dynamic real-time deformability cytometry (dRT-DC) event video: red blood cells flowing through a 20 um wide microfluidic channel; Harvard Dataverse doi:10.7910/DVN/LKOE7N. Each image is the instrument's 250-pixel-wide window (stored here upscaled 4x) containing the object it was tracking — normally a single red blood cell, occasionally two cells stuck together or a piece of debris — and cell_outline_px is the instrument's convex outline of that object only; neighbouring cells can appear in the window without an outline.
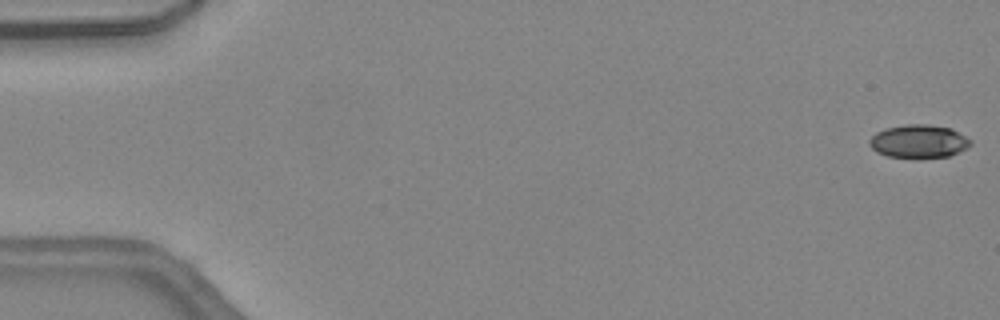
{"species": "common noctule bat (a hibernating species)", "species_latin": "Nyctalus noctula", "temperature_condition": "warm", "stored_images_in_passage": 17, "camera_frame_rate_fps": 3000, "um_per_image_px": 0.085, "animal": {"sex": "female", "body_mass_g": 24.6, "forearm_length_mm": 56.2}, "frame": {"image": 1, "passage_image": 1, "time_ms": 0.0, "image_size_px": [1000, 320], "cell_outline_px": [[972, 144], [968, 148], [948, 156], [888, 156], [876, 152], [868, 144], [868, 140], [876, 132], [888, 128], [908, 124], [928, 124], [952, 128], [972, 140]], "centroid_in_image_um": [78.11, 11.98], "position_along_channel_um": 6.9, "area_um2": 19.25}}
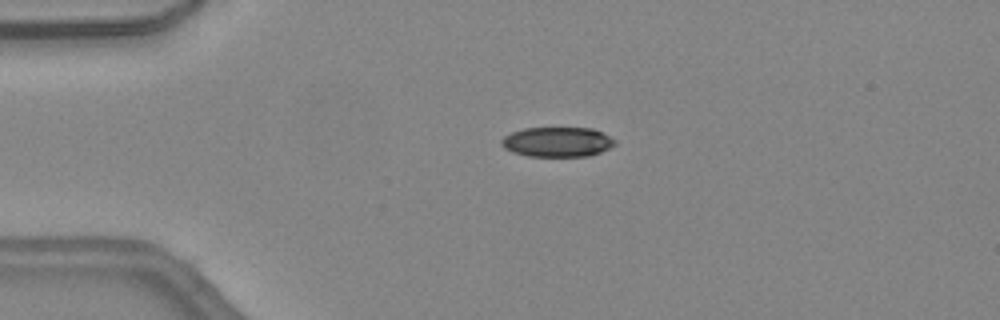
{"frame": {"image": 2, "passage_image": 11, "time_ms": 3.333, "image_size_px": [1000, 320], "cell_outline_px": [[616, 144], [600, 152], [588, 156], [528, 156], [512, 152], [504, 148], [500, 144], [500, 140], [504, 136], [512, 132], [524, 128], [592, 128], [616, 140]], "centroid_in_image_um": [47.33, 12.06], "position_along_channel_um": 37.7, "area_um2": 19.65}}